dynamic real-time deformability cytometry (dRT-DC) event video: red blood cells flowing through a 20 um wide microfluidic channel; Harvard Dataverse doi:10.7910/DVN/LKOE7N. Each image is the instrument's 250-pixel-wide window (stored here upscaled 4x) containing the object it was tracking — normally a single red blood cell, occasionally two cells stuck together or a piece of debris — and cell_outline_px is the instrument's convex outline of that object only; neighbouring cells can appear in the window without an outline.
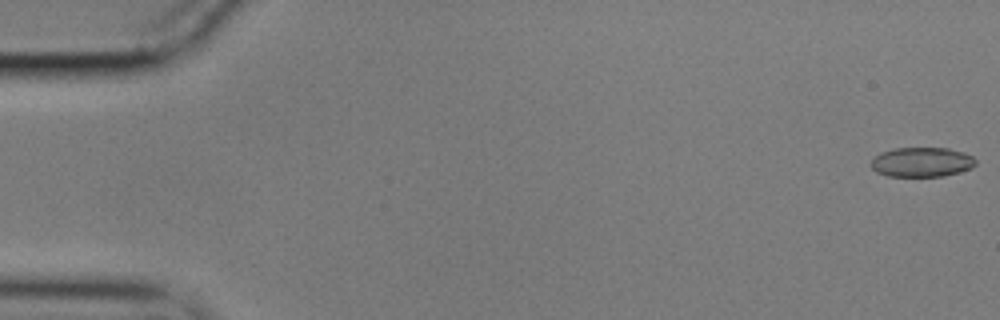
{"species": "common noctule bat (a hibernating species)", "species_latin": "Nyctalus noctula", "temperature_condition": "cold", "stored_images_in_passage": 57, "camera_frame_rate_fps": 3000, "um_per_image_px": 0.085, "animal": {"sex": "male", "body_mass_g": 17.9}, "frame": {"image": 1, "passage_image": 1, "time_ms": 0.0, "image_size_px": [1000, 320], "cell_outline_px": [[976, 164], [972, 168], [960, 172], [944, 176], [888, 176], [876, 172], [872, 168], [872, 160], [880, 152], [896, 148], [948, 148], [964, 152], [972, 156], [976, 160]], "centroid_in_image_um": [78.38, 13.78], "position_along_channel_um": 6.6, "area_um2": 18.09}}
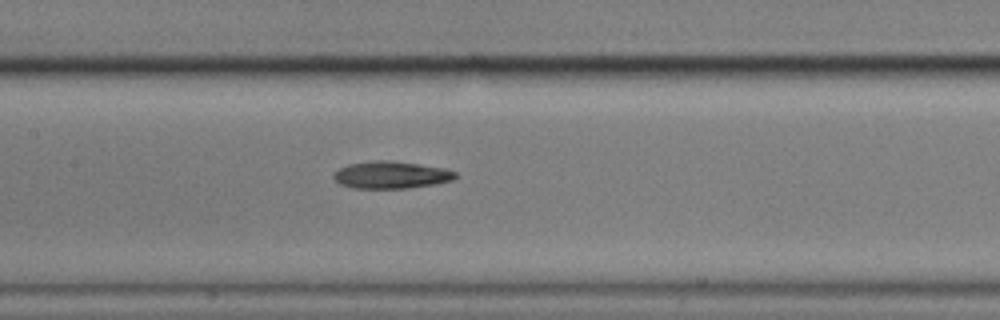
{"frame": {"image": 2, "passage_image": 27, "time_ms": 8.667, "image_size_px": [1000, 320], "cell_outline_px": [[456, 176], [452, 180], [432, 184], [408, 188], [352, 188], [340, 184], [332, 176], [332, 172], [348, 164], [372, 160], [388, 160], [420, 164], [444, 168], [456, 172]], "centroid_in_image_um": [33.19, 14.86], "position_along_channel_um": 174.2, "area_um2": 19.31}}
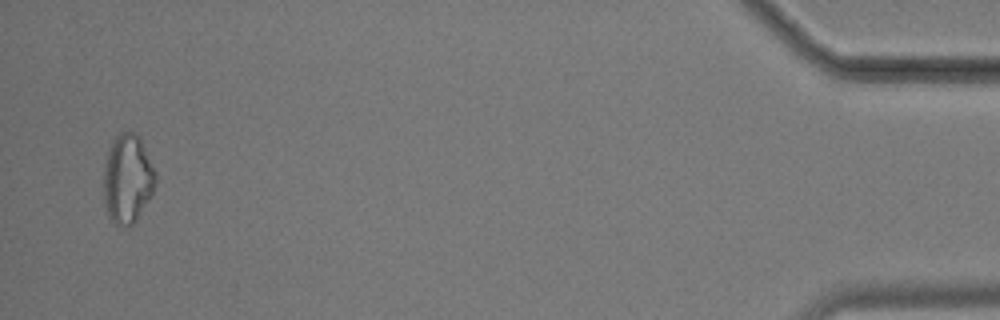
{"frame": {"image": 3, "passage_image": 55, "time_ms": 18.0, "image_size_px": [1000, 320], "cell_outline_px": [[156, 184], [152, 196], [136, 220], [128, 228], [112, 224], [108, 216], [104, 200], [104, 168], [108, 148], [116, 136], [120, 132], [132, 132], [140, 136], [156, 172]], "centroid_in_image_um": [10.85, 15.23], "position_along_channel_um": 424.3, "area_um2": 27.34}, "authors_computed_cell_mechanics": {"area_um2": 19.5942, "velocity_mm_per_s": 3.5543, "shape_relaxation_time_tau1_ms": null, "shape_relaxation_time_tau2_ms": 3.0226, "deformation_change_tau1": null, "deformation_change_tau2": 0.1001}}